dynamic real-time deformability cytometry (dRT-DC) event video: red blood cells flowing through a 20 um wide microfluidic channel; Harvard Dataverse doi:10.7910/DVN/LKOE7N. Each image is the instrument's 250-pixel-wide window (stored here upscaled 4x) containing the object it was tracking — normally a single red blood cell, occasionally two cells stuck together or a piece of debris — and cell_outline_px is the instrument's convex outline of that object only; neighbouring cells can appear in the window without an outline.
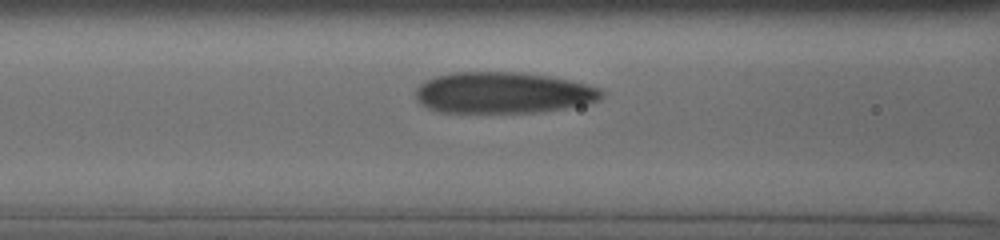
{"species": "human", "species_latin": "Homo sapiens", "temperature_condition": "cold", "stored_images_in_passage": 14, "camera_frame_rate_fps": 3000, "um_per_image_px": 0.085, "donor": {"sex": "male"}, "frame": {"image": 1, "passage_image": 12, "time_ms": 3.667, "image_size_px": [1000, 240], "cell_outline_px": [[604, 96], [600, 100], [584, 104], [564, 108], [532, 112], [440, 112], [428, 108], [420, 104], [416, 96], [416, 88], [424, 80], [436, 76], [452, 72], [520, 72], [548, 76], [568, 80], [600, 88], [604, 92]], "centroid_in_image_um": [42.73, 7.88], "position_along_channel_um": 123.9, "area_um2": 44.56}}